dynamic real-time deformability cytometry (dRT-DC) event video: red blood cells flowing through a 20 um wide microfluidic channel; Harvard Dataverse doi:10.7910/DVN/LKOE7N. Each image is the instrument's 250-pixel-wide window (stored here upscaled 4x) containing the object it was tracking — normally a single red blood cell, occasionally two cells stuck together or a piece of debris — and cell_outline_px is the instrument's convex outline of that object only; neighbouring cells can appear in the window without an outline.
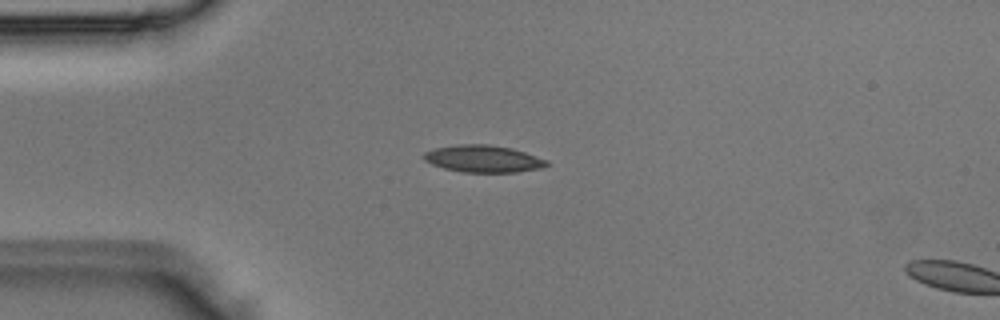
{"species": "Egyptian fruit bat (a non-hibernating species)", "species_latin": "Rousettus aegyptiacus", "temperature_condition": "room temperature", "stored_images_in_passage": 2, "camera_frame_rate_fps": 3000, "um_per_image_px": 0.085, "animal": {"sex": "male"}, "frame": {"image": 1, "passage_image": 1, "time_ms": 0.0, "image_size_px": [1000, 320], "cell_outline_px": [[552, 164], [544, 168], [516, 172], [464, 172], [444, 168], [432, 164], [424, 160], [424, 152], [436, 148], [456, 144], [488, 144], [512, 148], [548, 160]], "centroid_in_image_um": [41.13, 13.49], "position_along_channel_um": 43.9, "area_um2": 19.48}}